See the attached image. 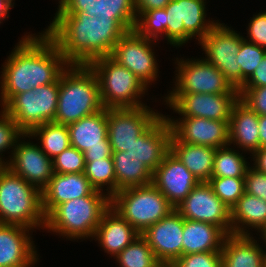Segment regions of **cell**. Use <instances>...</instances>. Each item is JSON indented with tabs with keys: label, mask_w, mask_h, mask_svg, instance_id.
Here are the masks:
<instances>
[{
	"label": "cell",
	"mask_w": 266,
	"mask_h": 267,
	"mask_svg": "<svg viewBox=\"0 0 266 267\" xmlns=\"http://www.w3.org/2000/svg\"><path fill=\"white\" fill-rule=\"evenodd\" d=\"M84 174L91 185L101 192L105 189L107 195L112 198L116 194V176L114 171L113 158H104L94 161H85Z\"/></svg>",
	"instance_id": "836d02e7"
},
{
	"label": "cell",
	"mask_w": 266,
	"mask_h": 267,
	"mask_svg": "<svg viewBox=\"0 0 266 267\" xmlns=\"http://www.w3.org/2000/svg\"><path fill=\"white\" fill-rule=\"evenodd\" d=\"M258 124H259V148L266 147V115L258 116Z\"/></svg>",
	"instance_id": "681fc988"
},
{
	"label": "cell",
	"mask_w": 266,
	"mask_h": 267,
	"mask_svg": "<svg viewBox=\"0 0 266 267\" xmlns=\"http://www.w3.org/2000/svg\"><path fill=\"white\" fill-rule=\"evenodd\" d=\"M58 96L59 79L55 83L14 95L2 109L23 133H29L39 125L54 122Z\"/></svg>",
	"instance_id": "ba28073f"
},
{
	"label": "cell",
	"mask_w": 266,
	"mask_h": 267,
	"mask_svg": "<svg viewBox=\"0 0 266 267\" xmlns=\"http://www.w3.org/2000/svg\"><path fill=\"white\" fill-rule=\"evenodd\" d=\"M258 232L261 233V235L259 236L263 239V242H265L266 245V224L262 228H260Z\"/></svg>",
	"instance_id": "816d5d0a"
},
{
	"label": "cell",
	"mask_w": 266,
	"mask_h": 267,
	"mask_svg": "<svg viewBox=\"0 0 266 267\" xmlns=\"http://www.w3.org/2000/svg\"><path fill=\"white\" fill-rule=\"evenodd\" d=\"M116 176V193L130 187L152 183V171L139 159L124 152H112Z\"/></svg>",
	"instance_id": "4dcf8cb0"
},
{
	"label": "cell",
	"mask_w": 266,
	"mask_h": 267,
	"mask_svg": "<svg viewBox=\"0 0 266 267\" xmlns=\"http://www.w3.org/2000/svg\"><path fill=\"white\" fill-rule=\"evenodd\" d=\"M184 220L176 210H173L141 234L160 263L171 265L182 256Z\"/></svg>",
	"instance_id": "e0dca14e"
},
{
	"label": "cell",
	"mask_w": 266,
	"mask_h": 267,
	"mask_svg": "<svg viewBox=\"0 0 266 267\" xmlns=\"http://www.w3.org/2000/svg\"><path fill=\"white\" fill-rule=\"evenodd\" d=\"M111 207L106 192L95 190L91 195L59 204L47 217L45 229L68 239L94 237L103 214Z\"/></svg>",
	"instance_id": "277c9868"
},
{
	"label": "cell",
	"mask_w": 266,
	"mask_h": 267,
	"mask_svg": "<svg viewBox=\"0 0 266 267\" xmlns=\"http://www.w3.org/2000/svg\"><path fill=\"white\" fill-rule=\"evenodd\" d=\"M153 44L154 40L140 36L135 30L128 31L115 44L111 57L149 87L159 77Z\"/></svg>",
	"instance_id": "4fadbf2b"
},
{
	"label": "cell",
	"mask_w": 266,
	"mask_h": 267,
	"mask_svg": "<svg viewBox=\"0 0 266 267\" xmlns=\"http://www.w3.org/2000/svg\"><path fill=\"white\" fill-rule=\"evenodd\" d=\"M89 66L98 78L103 108L146 106L140 99L148 87L111 56L97 58Z\"/></svg>",
	"instance_id": "8992f818"
},
{
	"label": "cell",
	"mask_w": 266,
	"mask_h": 267,
	"mask_svg": "<svg viewBox=\"0 0 266 267\" xmlns=\"http://www.w3.org/2000/svg\"><path fill=\"white\" fill-rule=\"evenodd\" d=\"M139 235L133 226L110 207L103 214L93 238L98 240L104 252L115 257Z\"/></svg>",
	"instance_id": "cb8c5ba5"
},
{
	"label": "cell",
	"mask_w": 266,
	"mask_h": 267,
	"mask_svg": "<svg viewBox=\"0 0 266 267\" xmlns=\"http://www.w3.org/2000/svg\"><path fill=\"white\" fill-rule=\"evenodd\" d=\"M28 134V138L38 137L41 150L51 159L71 146L67 125L48 122L33 128Z\"/></svg>",
	"instance_id": "1f68e13d"
},
{
	"label": "cell",
	"mask_w": 266,
	"mask_h": 267,
	"mask_svg": "<svg viewBox=\"0 0 266 267\" xmlns=\"http://www.w3.org/2000/svg\"><path fill=\"white\" fill-rule=\"evenodd\" d=\"M175 86L168 94H239L211 63L203 59L176 58Z\"/></svg>",
	"instance_id": "8fae6325"
},
{
	"label": "cell",
	"mask_w": 266,
	"mask_h": 267,
	"mask_svg": "<svg viewBox=\"0 0 266 267\" xmlns=\"http://www.w3.org/2000/svg\"><path fill=\"white\" fill-rule=\"evenodd\" d=\"M14 0H0V24L9 17V11L14 6Z\"/></svg>",
	"instance_id": "f907efd6"
},
{
	"label": "cell",
	"mask_w": 266,
	"mask_h": 267,
	"mask_svg": "<svg viewBox=\"0 0 266 267\" xmlns=\"http://www.w3.org/2000/svg\"><path fill=\"white\" fill-rule=\"evenodd\" d=\"M96 189L83 173H53L42 191V209L47 217L59 204L91 195Z\"/></svg>",
	"instance_id": "603a6c76"
},
{
	"label": "cell",
	"mask_w": 266,
	"mask_h": 267,
	"mask_svg": "<svg viewBox=\"0 0 266 267\" xmlns=\"http://www.w3.org/2000/svg\"><path fill=\"white\" fill-rule=\"evenodd\" d=\"M166 104L182 117H200L229 123L233 104L239 94H168Z\"/></svg>",
	"instance_id": "2e32d148"
},
{
	"label": "cell",
	"mask_w": 266,
	"mask_h": 267,
	"mask_svg": "<svg viewBox=\"0 0 266 267\" xmlns=\"http://www.w3.org/2000/svg\"><path fill=\"white\" fill-rule=\"evenodd\" d=\"M247 28L249 42L266 49V11L253 15Z\"/></svg>",
	"instance_id": "ee69618b"
},
{
	"label": "cell",
	"mask_w": 266,
	"mask_h": 267,
	"mask_svg": "<svg viewBox=\"0 0 266 267\" xmlns=\"http://www.w3.org/2000/svg\"><path fill=\"white\" fill-rule=\"evenodd\" d=\"M45 32L69 65H89L97 58L111 56L115 44L128 31L114 18L56 12Z\"/></svg>",
	"instance_id": "7a4b0ae2"
},
{
	"label": "cell",
	"mask_w": 266,
	"mask_h": 267,
	"mask_svg": "<svg viewBox=\"0 0 266 267\" xmlns=\"http://www.w3.org/2000/svg\"><path fill=\"white\" fill-rule=\"evenodd\" d=\"M102 109L96 73L89 65H68L59 77L54 122L68 125Z\"/></svg>",
	"instance_id": "3957f363"
},
{
	"label": "cell",
	"mask_w": 266,
	"mask_h": 267,
	"mask_svg": "<svg viewBox=\"0 0 266 267\" xmlns=\"http://www.w3.org/2000/svg\"><path fill=\"white\" fill-rule=\"evenodd\" d=\"M251 235L228 234L224 240L222 267H265V251Z\"/></svg>",
	"instance_id": "484cf974"
},
{
	"label": "cell",
	"mask_w": 266,
	"mask_h": 267,
	"mask_svg": "<svg viewBox=\"0 0 266 267\" xmlns=\"http://www.w3.org/2000/svg\"><path fill=\"white\" fill-rule=\"evenodd\" d=\"M172 128L163 114L126 151L143 162L152 172L170 151Z\"/></svg>",
	"instance_id": "44dd1931"
},
{
	"label": "cell",
	"mask_w": 266,
	"mask_h": 267,
	"mask_svg": "<svg viewBox=\"0 0 266 267\" xmlns=\"http://www.w3.org/2000/svg\"><path fill=\"white\" fill-rule=\"evenodd\" d=\"M266 86V55L253 72L252 76L242 87H263Z\"/></svg>",
	"instance_id": "f6af8a7d"
},
{
	"label": "cell",
	"mask_w": 266,
	"mask_h": 267,
	"mask_svg": "<svg viewBox=\"0 0 266 267\" xmlns=\"http://www.w3.org/2000/svg\"><path fill=\"white\" fill-rule=\"evenodd\" d=\"M242 154L230 145L217 148L211 177H245L250 166Z\"/></svg>",
	"instance_id": "d6a6232c"
},
{
	"label": "cell",
	"mask_w": 266,
	"mask_h": 267,
	"mask_svg": "<svg viewBox=\"0 0 266 267\" xmlns=\"http://www.w3.org/2000/svg\"><path fill=\"white\" fill-rule=\"evenodd\" d=\"M111 207L140 234L175 210L152 183L118 191L111 198Z\"/></svg>",
	"instance_id": "52a82bcc"
},
{
	"label": "cell",
	"mask_w": 266,
	"mask_h": 267,
	"mask_svg": "<svg viewBox=\"0 0 266 267\" xmlns=\"http://www.w3.org/2000/svg\"><path fill=\"white\" fill-rule=\"evenodd\" d=\"M112 157V149L110 144H104V147L88 148L84 152L85 161H94Z\"/></svg>",
	"instance_id": "bcb514c9"
},
{
	"label": "cell",
	"mask_w": 266,
	"mask_h": 267,
	"mask_svg": "<svg viewBox=\"0 0 266 267\" xmlns=\"http://www.w3.org/2000/svg\"><path fill=\"white\" fill-rule=\"evenodd\" d=\"M170 151L187 167L199 182H208L212 175L216 148L180 142L173 134Z\"/></svg>",
	"instance_id": "f1b7e54d"
},
{
	"label": "cell",
	"mask_w": 266,
	"mask_h": 267,
	"mask_svg": "<svg viewBox=\"0 0 266 267\" xmlns=\"http://www.w3.org/2000/svg\"><path fill=\"white\" fill-rule=\"evenodd\" d=\"M146 106L107 109L108 140L112 152H124L162 114Z\"/></svg>",
	"instance_id": "7c38bea8"
},
{
	"label": "cell",
	"mask_w": 266,
	"mask_h": 267,
	"mask_svg": "<svg viewBox=\"0 0 266 267\" xmlns=\"http://www.w3.org/2000/svg\"><path fill=\"white\" fill-rule=\"evenodd\" d=\"M29 230L33 229L0 223V267H33L37 264L39 255Z\"/></svg>",
	"instance_id": "ffe728a7"
},
{
	"label": "cell",
	"mask_w": 266,
	"mask_h": 267,
	"mask_svg": "<svg viewBox=\"0 0 266 267\" xmlns=\"http://www.w3.org/2000/svg\"><path fill=\"white\" fill-rule=\"evenodd\" d=\"M53 172L59 174L83 173L85 171L84 153L70 146L52 159Z\"/></svg>",
	"instance_id": "f35d334b"
},
{
	"label": "cell",
	"mask_w": 266,
	"mask_h": 267,
	"mask_svg": "<svg viewBox=\"0 0 266 267\" xmlns=\"http://www.w3.org/2000/svg\"><path fill=\"white\" fill-rule=\"evenodd\" d=\"M166 16L165 8L143 11L137 16L134 30L140 36L156 42L161 35L166 37Z\"/></svg>",
	"instance_id": "d590c367"
},
{
	"label": "cell",
	"mask_w": 266,
	"mask_h": 267,
	"mask_svg": "<svg viewBox=\"0 0 266 267\" xmlns=\"http://www.w3.org/2000/svg\"><path fill=\"white\" fill-rule=\"evenodd\" d=\"M250 156H253L252 159L254 161V166H252V168L257 170L258 172L266 174V147L259 148Z\"/></svg>",
	"instance_id": "c3c4849f"
},
{
	"label": "cell",
	"mask_w": 266,
	"mask_h": 267,
	"mask_svg": "<svg viewBox=\"0 0 266 267\" xmlns=\"http://www.w3.org/2000/svg\"><path fill=\"white\" fill-rule=\"evenodd\" d=\"M156 267H170V265L165 263H159Z\"/></svg>",
	"instance_id": "f5cc1de1"
},
{
	"label": "cell",
	"mask_w": 266,
	"mask_h": 267,
	"mask_svg": "<svg viewBox=\"0 0 266 267\" xmlns=\"http://www.w3.org/2000/svg\"><path fill=\"white\" fill-rule=\"evenodd\" d=\"M22 134L23 132L18 128L12 117L2 109L0 112V163L2 165H6V162L2 159V153L7 149H12V155L16 141Z\"/></svg>",
	"instance_id": "ab89813d"
},
{
	"label": "cell",
	"mask_w": 266,
	"mask_h": 267,
	"mask_svg": "<svg viewBox=\"0 0 266 267\" xmlns=\"http://www.w3.org/2000/svg\"><path fill=\"white\" fill-rule=\"evenodd\" d=\"M175 210L184 219L210 223L231 234V209L216 196L208 182H199Z\"/></svg>",
	"instance_id": "5bb4252c"
},
{
	"label": "cell",
	"mask_w": 266,
	"mask_h": 267,
	"mask_svg": "<svg viewBox=\"0 0 266 267\" xmlns=\"http://www.w3.org/2000/svg\"><path fill=\"white\" fill-rule=\"evenodd\" d=\"M205 1L171 0L165 7L167 14L165 39L170 45L180 47L193 37L199 42L217 23L215 20L205 19L207 17Z\"/></svg>",
	"instance_id": "9c48e42d"
},
{
	"label": "cell",
	"mask_w": 266,
	"mask_h": 267,
	"mask_svg": "<svg viewBox=\"0 0 266 267\" xmlns=\"http://www.w3.org/2000/svg\"><path fill=\"white\" fill-rule=\"evenodd\" d=\"M172 134L180 141L214 148L229 145L227 121L210 120L200 117H181L171 119L167 115ZM179 120V121H178Z\"/></svg>",
	"instance_id": "ac0fdd59"
},
{
	"label": "cell",
	"mask_w": 266,
	"mask_h": 267,
	"mask_svg": "<svg viewBox=\"0 0 266 267\" xmlns=\"http://www.w3.org/2000/svg\"><path fill=\"white\" fill-rule=\"evenodd\" d=\"M171 0H134L137 16L146 10L165 8Z\"/></svg>",
	"instance_id": "7dc6e473"
},
{
	"label": "cell",
	"mask_w": 266,
	"mask_h": 267,
	"mask_svg": "<svg viewBox=\"0 0 266 267\" xmlns=\"http://www.w3.org/2000/svg\"><path fill=\"white\" fill-rule=\"evenodd\" d=\"M265 224L266 201L245 192L231 208V234L250 235L247 229L259 231Z\"/></svg>",
	"instance_id": "f546056e"
},
{
	"label": "cell",
	"mask_w": 266,
	"mask_h": 267,
	"mask_svg": "<svg viewBox=\"0 0 266 267\" xmlns=\"http://www.w3.org/2000/svg\"><path fill=\"white\" fill-rule=\"evenodd\" d=\"M27 137H29L28 133H23L19 137L13 154L10 160L6 161L5 166L42 192L48 186L54 173L52 159L41 150L37 143L22 140Z\"/></svg>",
	"instance_id": "9a60e30c"
},
{
	"label": "cell",
	"mask_w": 266,
	"mask_h": 267,
	"mask_svg": "<svg viewBox=\"0 0 266 267\" xmlns=\"http://www.w3.org/2000/svg\"><path fill=\"white\" fill-rule=\"evenodd\" d=\"M199 183L187 167L169 151L152 173V184L176 207Z\"/></svg>",
	"instance_id": "d6986e66"
},
{
	"label": "cell",
	"mask_w": 266,
	"mask_h": 267,
	"mask_svg": "<svg viewBox=\"0 0 266 267\" xmlns=\"http://www.w3.org/2000/svg\"><path fill=\"white\" fill-rule=\"evenodd\" d=\"M265 55V48L249 42L244 37L241 38V47L237 59L242 71V86L252 76Z\"/></svg>",
	"instance_id": "74e56055"
},
{
	"label": "cell",
	"mask_w": 266,
	"mask_h": 267,
	"mask_svg": "<svg viewBox=\"0 0 266 267\" xmlns=\"http://www.w3.org/2000/svg\"><path fill=\"white\" fill-rule=\"evenodd\" d=\"M216 21L217 23L198 44L205 52L204 59L214 65L233 88L239 90L242 87V71L237 54L243 36L229 26Z\"/></svg>",
	"instance_id": "30bf717a"
},
{
	"label": "cell",
	"mask_w": 266,
	"mask_h": 267,
	"mask_svg": "<svg viewBox=\"0 0 266 267\" xmlns=\"http://www.w3.org/2000/svg\"><path fill=\"white\" fill-rule=\"evenodd\" d=\"M265 267H266V251H265Z\"/></svg>",
	"instance_id": "db71d44e"
},
{
	"label": "cell",
	"mask_w": 266,
	"mask_h": 267,
	"mask_svg": "<svg viewBox=\"0 0 266 267\" xmlns=\"http://www.w3.org/2000/svg\"><path fill=\"white\" fill-rule=\"evenodd\" d=\"M227 234L218 226L195 220H184L182 255L221 251Z\"/></svg>",
	"instance_id": "83f0119b"
},
{
	"label": "cell",
	"mask_w": 266,
	"mask_h": 267,
	"mask_svg": "<svg viewBox=\"0 0 266 267\" xmlns=\"http://www.w3.org/2000/svg\"><path fill=\"white\" fill-rule=\"evenodd\" d=\"M229 128V145L236 144L242 151L253 153L259 149L258 115L238 99L231 109Z\"/></svg>",
	"instance_id": "d4e9b609"
},
{
	"label": "cell",
	"mask_w": 266,
	"mask_h": 267,
	"mask_svg": "<svg viewBox=\"0 0 266 267\" xmlns=\"http://www.w3.org/2000/svg\"><path fill=\"white\" fill-rule=\"evenodd\" d=\"M208 183L216 196L230 209L245 193L244 177H211Z\"/></svg>",
	"instance_id": "8d00e7d4"
},
{
	"label": "cell",
	"mask_w": 266,
	"mask_h": 267,
	"mask_svg": "<svg viewBox=\"0 0 266 267\" xmlns=\"http://www.w3.org/2000/svg\"><path fill=\"white\" fill-rule=\"evenodd\" d=\"M57 12H85L87 16L114 18L127 31L135 28L134 0H60Z\"/></svg>",
	"instance_id": "7402d4cb"
},
{
	"label": "cell",
	"mask_w": 266,
	"mask_h": 267,
	"mask_svg": "<svg viewBox=\"0 0 266 267\" xmlns=\"http://www.w3.org/2000/svg\"><path fill=\"white\" fill-rule=\"evenodd\" d=\"M43 32L24 35L2 65L0 106L14 95L55 83L68 67L56 43Z\"/></svg>",
	"instance_id": "6da1fadb"
},
{
	"label": "cell",
	"mask_w": 266,
	"mask_h": 267,
	"mask_svg": "<svg viewBox=\"0 0 266 267\" xmlns=\"http://www.w3.org/2000/svg\"><path fill=\"white\" fill-rule=\"evenodd\" d=\"M114 258L120 267H156L160 263L141 234Z\"/></svg>",
	"instance_id": "e575fe53"
},
{
	"label": "cell",
	"mask_w": 266,
	"mask_h": 267,
	"mask_svg": "<svg viewBox=\"0 0 266 267\" xmlns=\"http://www.w3.org/2000/svg\"><path fill=\"white\" fill-rule=\"evenodd\" d=\"M0 223L33 230L46 224L42 192L5 165L0 168Z\"/></svg>",
	"instance_id": "5b68a950"
},
{
	"label": "cell",
	"mask_w": 266,
	"mask_h": 267,
	"mask_svg": "<svg viewBox=\"0 0 266 267\" xmlns=\"http://www.w3.org/2000/svg\"><path fill=\"white\" fill-rule=\"evenodd\" d=\"M238 92L239 99L258 116L266 115V86L241 87Z\"/></svg>",
	"instance_id": "b9f144b4"
},
{
	"label": "cell",
	"mask_w": 266,
	"mask_h": 267,
	"mask_svg": "<svg viewBox=\"0 0 266 267\" xmlns=\"http://www.w3.org/2000/svg\"><path fill=\"white\" fill-rule=\"evenodd\" d=\"M244 178L245 192L266 201V174L250 166Z\"/></svg>",
	"instance_id": "7bdbcfd3"
},
{
	"label": "cell",
	"mask_w": 266,
	"mask_h": 267,
	"mask_svg": "<svg viewBox=\"0 0 266 267\" xmlns=\"http://www.w3.org/2000/svg\"><path fill=\"white\" fill-rule=\"evenodd\" d=\"M170 267H222L221 251L182 255Z\"/></svg>",
	"instance_id": "60d3db41"
},
{
	"label": "cell",
	"mask_w": 266,
	"mask_h": 267,
	"mask_svg": "<svg viewBox=\"0 0 266 267\" xmlns=\"http://www.w3.org/2000/svg\"><path fill=\"white\" fill-rule=\"evenodd\" d=\"M70 143L81 152L88 148L104 147L108 140L107 108L67 125Z\"/></svg>",
	"instance_id": "4316f807"
}]
</instances>
